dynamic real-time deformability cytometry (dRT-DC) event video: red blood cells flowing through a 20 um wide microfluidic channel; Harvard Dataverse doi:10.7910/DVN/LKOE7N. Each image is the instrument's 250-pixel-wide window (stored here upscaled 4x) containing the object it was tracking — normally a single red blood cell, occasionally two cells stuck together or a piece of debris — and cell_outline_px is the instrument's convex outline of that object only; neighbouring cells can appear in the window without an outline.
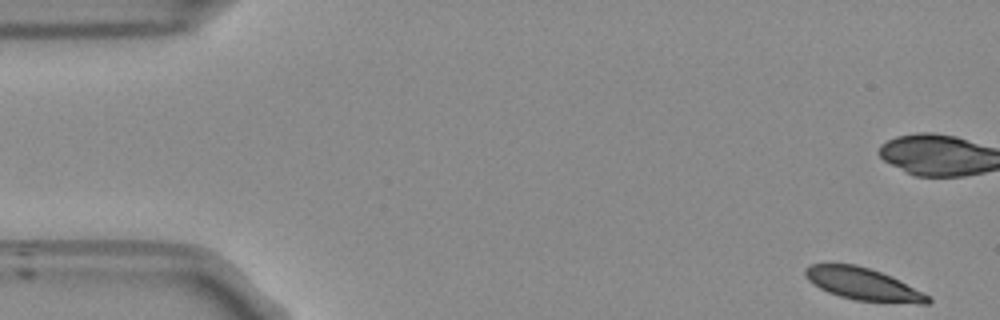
{"species": "Egyptian fruit bat (a non-hibernating species)", "species_latin": "Rousettus aegyptiacus", "temperature_condition": "room temperature", "stored_images_in_passage": 53, "camera_frame_rate_fps": 3000, "um_per_image_px": 0.085, "frame": {"image": 1, "passage_image": 1, "time_ms": 0.0, "image_size_px": [1000, 320], "cell_outline_px": [[932, 300], [928, 304], [920, 304], [856, 300], [840, 296], [828, 292], [812, 284], [804, 276], [804, 268], [812, 264], [856, 264], [892, 276], [932, 296]], "centroid_in_image_um": [73.39, 24.15], "position_along_channel_um": 11.6, "area_um2": 23.18}, "authors_computed_cell_mechanics": {"area_um2": 24.7384, "velocity_mm_per_s": 3.7428, "shape_relaxation_time_tau1_ms": 2.7453, "shape_relaxation_time_tau2_ms": null, "deformation_change_tau1": 0.0879, "deformation_change_tau2": null}}